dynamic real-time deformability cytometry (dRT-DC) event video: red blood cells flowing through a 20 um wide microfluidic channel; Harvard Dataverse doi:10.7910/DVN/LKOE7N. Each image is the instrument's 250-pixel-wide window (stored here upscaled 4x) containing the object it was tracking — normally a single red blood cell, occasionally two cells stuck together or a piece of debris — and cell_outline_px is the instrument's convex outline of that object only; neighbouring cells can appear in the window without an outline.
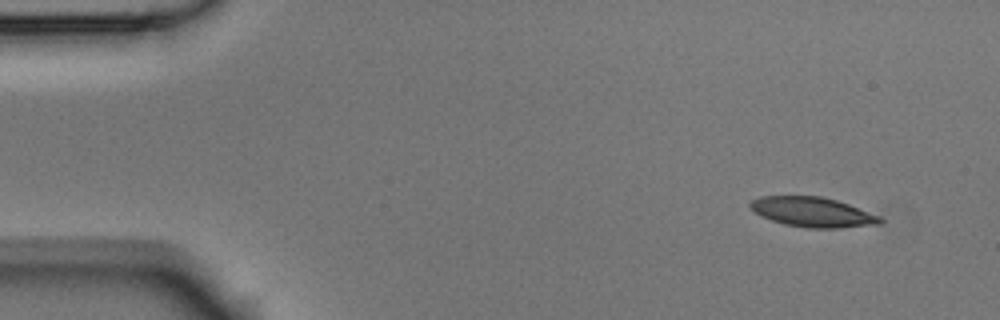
{"species": "Egyptian fruit bat (a non-hibernating species)", "species_latin": "Rousettus aegyptiacus", "temperature_condition": "room temperature", "stored_images_in_passage": 5, "segment_of_instrument_passage": [1, 2], "camera_frame_rate_fps": 3000, "um_per_image_px": 0.085, "animal": {"sex": "male"}, "frame": {"image": 1, "passage_image": 1, "time_ms": 0.0, "image_size_px": [1000, 320], "cell_outline_px": [[884, 220], [880, 224], [836, 228], [808, 228], [784, 224], [772, 220], [756, 212], [748, 204], [752, 200], [760, 196], [820, 196], [836, 200], [848, 204], [880, 216]], "centroid_in_image_um": [69.09, 18.02], "position_along_channel_um": 15.9, "area_um2": 22.31}}
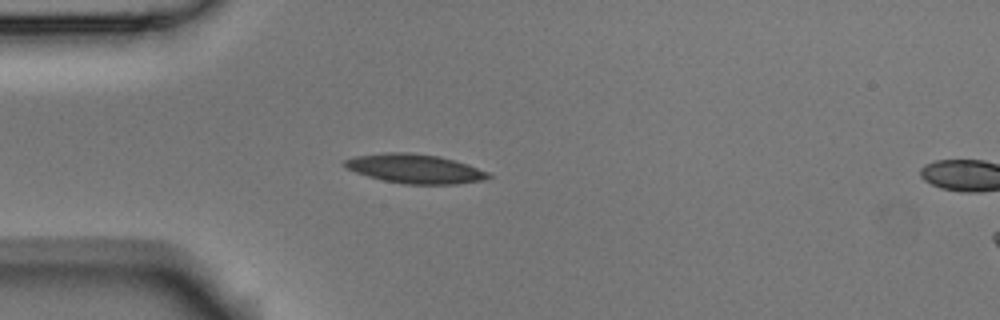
{"frame": {"image": 2, "passage_image": 4, "time_ms": 1.0, "image_size_px": [1000, 320], "cell_outline_px": [[492, 176], [488, 180], [456, 184], [404, 184], [384, 180], [368, 176], [344, 168], [344, 160], [352, 156], [384, 152], [408, 152], [440, 156], [468, 164], [488, 172]], "centroid_in_image_um": [35.27, 14.33], "position_along_channel_um": 49.7, "area_um2": 24.68}}